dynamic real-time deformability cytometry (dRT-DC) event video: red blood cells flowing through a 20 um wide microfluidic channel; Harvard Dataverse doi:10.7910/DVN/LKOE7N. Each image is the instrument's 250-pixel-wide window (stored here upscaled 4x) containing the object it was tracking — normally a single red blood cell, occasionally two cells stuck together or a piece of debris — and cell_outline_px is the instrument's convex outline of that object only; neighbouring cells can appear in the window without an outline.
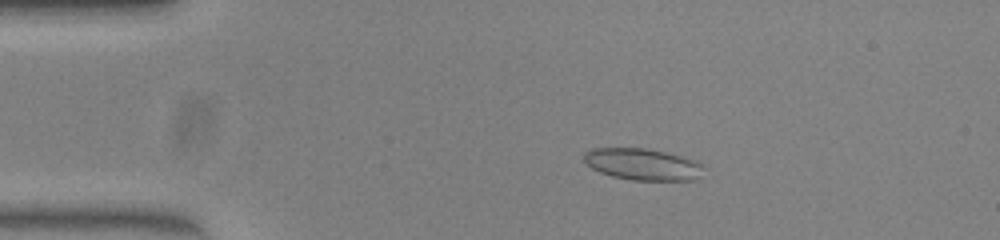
{"species": "common noctule bat (a hibernating species)", "species_latin": "Nyctalus noctula", "temperature_condition": "warm", "stored_images_in_passage": 50, "camera_frame_rate_fps": 3000, "um_per_image_px": 0.085, "animal": {"sex": "female", "body_mass_g": 23.0, "forearm_length_mm": 53.4}, "frame": {"image": 1, "passage_image": 9, "time_ms": 2.667, "image_size_px": [1000, 240], "cell_outline_px": [[700, 164], [696, 180], [632, 180], [612, 176], [600, 172], [592, 168], [584, 160], [584, 152], [592, 148], [644, 148], [664, 152], [696, 160]], "centroid_in_image_um": [54.55, 13.96], "position_along_channel_um": 30.5, "area_um2": 21.62}}
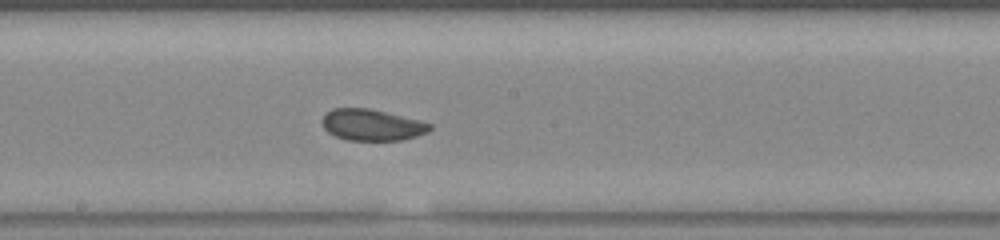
{"frame": {"image": 2, "passage_image": 27, "time_ms": 8.667, "image_size_px": [1000, 240], "cell_outline_px": [[432, 128], [428, 132], [416, 136], [400, 140], [348, 140], [336, 136], [328, 132], [324, 128], [320, 120], [332, 108], [368, 108], [432, 124]], "centroid_in_image_um": [31.57, 10.62], "position_along_channel_um": 216.6, "area_um2": 19.36}}
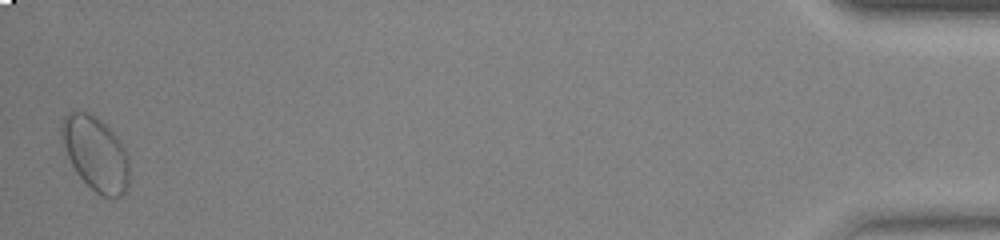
{"frame": {"image": 3, "passage_image": 50, "time_ms": 16.333, "image_size_px": [1000, 240], "cell_outline_px": [[128, 188], [120, 196], [100, 196], [76, 172], [68, 156], [60, 136], [60, 124], [64, 116], [68, 112], [88, 112], [96, 116], [112, 132], [124, 148], [128, 156]], "centroid_in_image_um": [8.1, 13.04], "position_along_channel_um": 427.1, "area_um2": 28.84}, "authors_computed_cell_mechanics": {"area_um2": 21.2415, "velocity_mm_per_s": 3.9732, "shape_relaxation_time_tau1_ms": null, "shape_relaxation_time_tau2_ms": 1.1343, "deformation_change_tau1": null, "deformation_change_tau2": 0.0524}}